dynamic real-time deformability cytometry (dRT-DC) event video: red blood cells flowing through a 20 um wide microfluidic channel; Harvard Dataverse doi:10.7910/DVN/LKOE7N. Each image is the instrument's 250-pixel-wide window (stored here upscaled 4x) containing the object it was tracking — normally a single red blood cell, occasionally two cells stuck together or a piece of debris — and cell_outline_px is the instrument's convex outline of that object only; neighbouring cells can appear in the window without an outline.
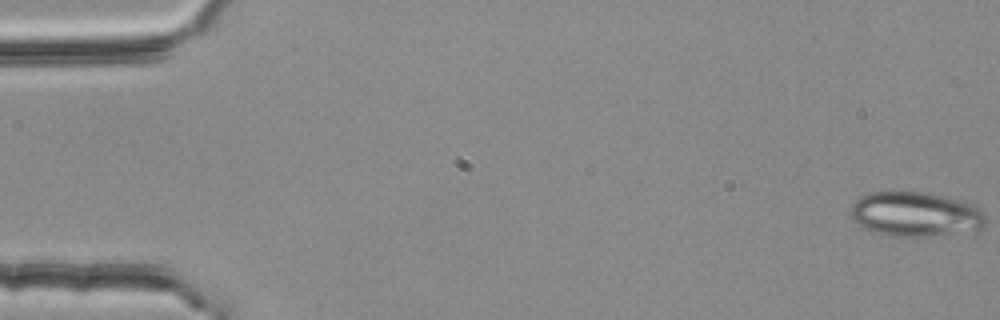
{"species": "common noctule bat (a hibernating species)", "species_latin": "Nyctalus noctula", "temperature_condition": "room temperature", "stored_images_in_passage": 3, "camera_frame_rate_fps": 3000, "um_per_image_px": 0.085, "animal": {"sex": "female", "body_mass_g": 25.1}, "frame": {"image": 1, "passage_image": 1, "time_ms": 0.0, "image_size_px": [1000, 320], "cell_outline_px": [[984, 224], [980, 228], [920, 236], [888, 236], [864, 228], [852, 220], [848, 212], [852, 204], [860, 196], [872, 192], [924, 192], [964, 200], [980, 204], [984, 212]], "centroid_in_image_um": [77.78, 18.17], "position_along_channel_um": 7.2, "area_um2": 35.03}}